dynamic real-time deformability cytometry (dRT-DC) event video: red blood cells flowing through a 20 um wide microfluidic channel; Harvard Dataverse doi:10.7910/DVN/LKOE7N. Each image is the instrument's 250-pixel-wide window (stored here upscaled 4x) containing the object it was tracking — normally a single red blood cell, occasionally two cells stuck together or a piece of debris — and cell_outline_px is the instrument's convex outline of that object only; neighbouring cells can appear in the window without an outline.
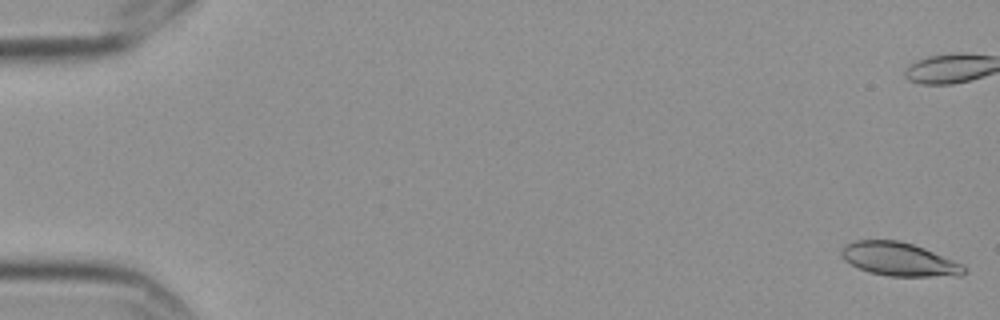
{"species": "Egyptian fruit bat (a non-hibernating species)", "species_latin": "Rousettus aegyptiacus", "temperature_condition": "cold", "stored_images_in_passage": 7, "camera_frame_rate_fps": 3000, "um_per_image_px": 0.085, "frame": {"image": 1, "passage_image": 1, "time_ms": 0.0, "image_size_px": [1000, 320], "cell_outline_px": [[968, 272], [960, 276], [888, 276], [868, 272], [844, 260], [840, 252], [840, 248], [844, 244], [856, 240], [900, 240], [924, 248], [964, 264], [968, 268]], "centroid_in_image_um": [76.45, 22.04], "position_along_channel_um": 8.5, "area_um2": 24.16}}
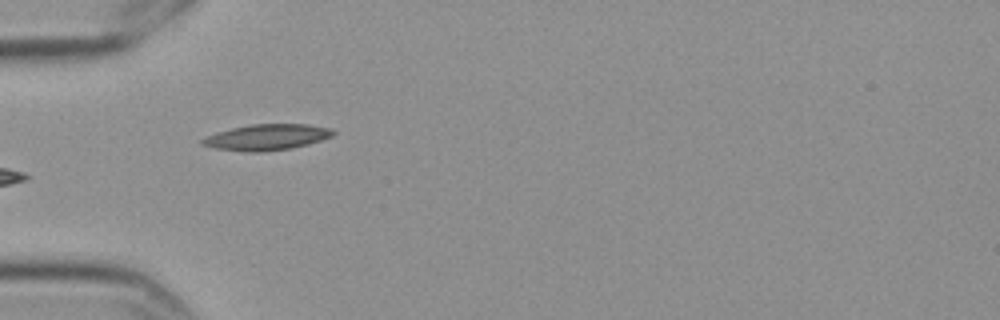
{"frame": {"image": 2, "passage_image": 6, "time_ms": 1.667, "image_size_px": [1000, 320], "cell_outline_px": [[336, 132], [332, 136], [308, 144], [288, 148], [256, 152], [248, 152], [216, 148], [200, 144], [200, 140], [208, 136], [232, 128], [252, 124], [308, 124], [332, 128]], "centroid_in_image_um": [22.71, 11.65], "position_along_channel_um": 62.3, "area_um2": 19.42}}
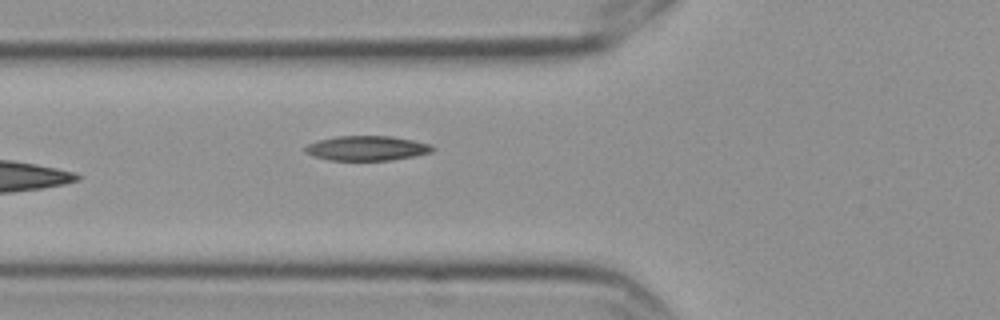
{"frame": {"image": 3, "passage_image": 7, "time_ms": 2.0, "image_size_px": [1000, 320], "cell_outline_px": [[436, 148], [432, 152], [416, 156], [392, 160], [328, 160], [312, 156], [304, 152], [304, 144], [316, 140], [336, 136], [392, 136], [432, 144]], "centroid_in_image_um": [31.15, 12.59], "position_along_channel_um": 94.6, "area_um2": 18.73}}